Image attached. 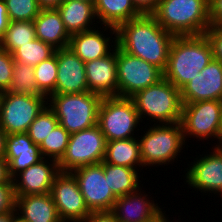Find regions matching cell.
Returning <instances> with one entry per match:
<instances>
[{
  "label": "cell",
  "mask_w": 222,
  "mask_h": 222,
  "mask_svg": "<svg viewBox=\"0 0 222 222\" xmlns=\"http://www.w3.org/2000/svg\"><path fill=\"white\" fill-rule=\"evenodd\" d=\"M117 46L126 53L165 70L175 35L165 30L153 15H140L117 28Z\"/></svg>",
  "instance_id": "cell-1"
},
{
  "label": "cell",
  "mask_w": 222,
  "mask_h": 222,
  "mask_svg": "<svg viewBox=\"0 0 222 222\" xmlns=\"http://www.w3.org/2000/svg\"><path fill=\"white\" fill-rule=\"evenodd\" d=\"M213 59V50L206 35L175 36L170 46L163 76L181 89Z\"/></svg>",
  "instance_id": "cell-2"
},
{
  "label": "cell",
  "mask_w": 222,
  "mask_h": 222,
  "mask_svg": "<svg viewBox=\"0 0 222 222\" xmlns=\"http://www.w3.org/2000/svg\"><path fill=\"white\" fill-rule=\"evenodd\" d=\"M175 36H200L210 27L209 0H160L152 14Z\"/></svg>",
  "instance_id": "cell-3"
},
{
  "label": "cell",
  "mask_w": 222,
  "mask_h": 222,
  "mask_svg": "<svg viewBox=\"0 0 222 222\" xmlns=\"http://www.w3.org/2000/svg\"><path fill=\"white\" fill-rule=\"evenodd\" d=\"M131 98L141 121L148 117L147 120L152 119L157 124L181 122L183 103L180 89L165 78L140 90Z\"/></svg>",
  "instance_id": "cell-4"
},
{
  "label": "cell",
  "mask_w": 222,
  "mask_h": 222,
  "mask_svg": "<svg viewBox=\"0 0 222 222\" xmlns=\"http://www.w3.org/2000/svg\"><path fill=\"white\" fill-rule=\"evenodd\" d=\"M102 96L90 91L70 94H52L48 107L59 124L69 133H75L98 124V110Z\"/></svg>",
  "instance_id": "cell-5"
},
{
  "label": "cell",
  "mask_w": 222,
  "mask_h": 222,
  "mask_svg": "<svg viewBox=\"0 0 222 222\" xmlns=\"http://www.w3.org/2000/svg\"><path fill=\"white\" fill-rule=\"evenodd\" d=\"M155 125V126H154ZM138 136L143 167L166 166L177 160L186 145L180 122L173 124H155ZM140 137V139H139ZM166 164V165H165Z\"/></svg>",
  "instance_id": "cell-6"
},
{
  "label": "cell",
  "mask_w": 222,
  "mask_h": 222,
  "mask_svg": "<svg viewBox=\"0 0 222 222\" xmlns=\"http://www.w3.org/2000/svg\"><path fill=\"white\" fill-rule=\"evenodd\" d=\"M142 122L132 98L103 97L98 110V126L106 141L136 138L135 131ZM135 130V131H134Z\"/></svg>",
  "instance_id": "cell-7"
},
{
  "label": "cell",
  "mask_w": 222,
  "mask_h": 222,
  "mask_svg": "<svg viewBox=\"0 0 222 222\" xmlns=\"http://www.w3.org/2000/svg\"><path fill=\"white\" fill-rule=\"evenodd\" d=\"M106 138L98 124L79 132L70 134L64 156L58 162L60 172L104 161Z\"/></svg>",
  "instance_id": "cell-8"
},
{
  "label": "cell",
  "mask_w": 222,
  "mask_h": 222,
  "mask_svg": "<svg viewBox=\"0 0 222 222\" xmlns=\"http://www.w3.org/2000/svg\"><path fill=\"white\" fill-rule=\"evenodd\" d=\"M47 97L0 93V128L8 135L26 133L31 123L47 106Z\"/></svg>",
  "instance_id": "cell-9"
},
{
  "label": "cell",
  "mask_w": 222,
  "mask_h": 222,
  "mask_svg": "<svg viewBox=\"0 0 222 222\" xmlns=\"http://www.w3.org/2000/svg\"><path fill=\"white\" fill-rule=\"evenodd\" d=\"M222 101L206 100L183 103L181 125L184 140L192 136L201 141L212 139L220 141L222 135Z\"/></svg>",
  "instance_id": "cell-10"
},
{
  "label": "cell",
  "mask_w": 222,
  "mask_h": 222,
  "mask_svg": "<svg viewBox=\"0 0 222 222\" xmlns=\"http://www.w3.org/2000/svg\"><path fill=\"white\" fill-rule=\"evenodd\" d=\"M117 96L131 98L140 90L158 83L163 71L147 61L132 56L116 46Z\"/></svg>",
  "instance_id": "cell-11"
},
{
  "label": "cell",
  "mask_w": 222,
  "mask_h": 222,
  "mask_svg": "<svg viewBox=\"0 0 222 222\" xmlns=\"http://www.w3.org/2000/svg\"><path fill=\"white\" fill-rule=\"evenodd\" d=\"M76 178L81 194L90 212L111 211L116 197L109 189L105 178L103 161L98 164L78 167L71 171Z\"/></svg>",
  "instance_id": "cell-12"
},
{
  "label": "cell",
  "mask_w": 222,
  "mask_h": 222,
  "mask_svg": "<svg viewBox=\"0 0 222 222\" xmlns=\"http://www.w3.org/2000/svg\"><path fill=\"white\" fill-rule=\"evenodd\" d=\"M50 194L63 222H83L91 213L71 172H59Z\"/></svg>",
  "instance_id": "cell-13"
},
{
  "label": "cell",
  "mask_w": 222,
  "mask_h": 222,
  "mask_svg": "<svg viewBox=\"0 0 222 222\" xmlns=\"http://www.w3.org/2000/svg\"><path fill=\"white\" fill-rule=\"evenodd\" d=\"M212 149L210 154H202L199 155L200 158L199 156L194 158L196 161L193 160L194 162L189 165L184 177L190 187L197 189L196 192H209L216 195L219 193L220 196L222 194V150L217 146Z\"/></svg>",
  "instance_id": "cell-14"
},
{
  "label": "cell",
  "mask_w": 222,
  "mask_h": 222,
  "mask_svg": "<svg viewBox=\"0 0 222 222\" xmlns=\"http://www.w3.org/2000/svg\"><path fill=\"white\" fill-rule=\"evenodd\" d=\"M180 93L182 103L222 101V62L212 59L200 73L180 89Z\"/></svg>",
  "instance_id": "cell-15"
},
{
  "label": "cell",
  "mask_w": 222,
  "mask_h": 222,
  "mask_svg": "<svg viewBox=\"0 0 222 222\" xmlns=\"http://www.w3.org/2000/svg\"><path fill=\"white\" fill-rule=\"evenodd\" d=\"M59 172L56 160L43 158L12 179L15 196L50 193L54 178Z\"/></svg>",
  "instance_id": "cell-16"
},
{
  "label": "cell",
  "mask_w": 222,
  "mask_h": 222,
  "mask_svg": "<svg viewBox=\"0 0 222 222\" xmlns=\"http://www.w3.org/2000/svg\"><path fill=\"white\" fill-rule=\"evenodd\" d=\"M103 29L102 31L98 29ZM97 26V29L83 31L70 36L68 47L84 62L92 61L105 57L111 53L117 46V30L109 25ZM109 29V30H108ZM110 31L115 38L104 36L105 31ZM113 43V45H112ZM114 46V47H113ZM112 48V49H111Z\"/></svg>",
  "instance_id": "cell-17"
},
{
  "label": "cell",
  "mask_w": 222,
  "mask_h": 222,
  "mask_svg": "<svg viewBox=\"0 0 222 222\" xmlns=\"http://www.w3.org/2000/svg\"><path fill=\"white\" fill-rule=\"evenodd\" d=\"M57 53V81L55 94L87 92L85 63L69 48H62Z\"/></svg>",
  "instance_id": "cell-18"
},
{
  "label": "cell",
  "mask_w": 222,
  "mask_h": 222,
  "mask_svg": "<svg viewBox=\"0 0 222 222\" xmlns=\"http://www.w3.org/2000/svg\"><path fill=\"white\" fill-rule=\"evenodd\" d=\"M88 90L102 97L117 96L116 48L107 56L85 63Z\"/></svg>",
  "instance_id": "cell-19"
},
{
  "label": "cell",
  "mask_w": 222,
  "mask_h": 222,
  "mask_svg": "<svg viewBox=\"0 0 222 222\" xmlns=\"http://www.w3.org/2000/svg\"><path fill=\"white\" fill-rule=\"evenodd\" d=\"M139 188L136 192L118 197L112 207L117 222H150L162 210L148 194ZM145 193V194H144ZM144 194V195H143Z\"/></svg>",
  "instance_id": "cell-20"
},
{
  "label": "cell",
  "mask_w": 222,
  "mask_h": 222,
  "mask_svg": "<svg viewBox=\"0 0 222 222\" xmlns=\"http://www.w3.org/2000/svg\"><path fill=\"white\" fill-rule=\"evenodd\" d=\"M10 179L43 159L39 145L29 138L27 133L8 134L5 157Z\"/></svg>",
  "instance_id": "cell-21"
},
{
  "label": "cell",
  "mask_w": 222,
  "mask_h": 222,
  "mask_svg": "<svg viewBox=\"0 0 222 222\" xmlns=\"http://www.w3.org/2000/svg\"><path fill=\"white\" fill-rule=\"evenodd\" d=\"M15 209L27 222H63L50 193L15 196Z\"/></svg>",
  "instance_id": "cell-22"
},
{
  "label": "cell",
  "mask_w": 222,
  "mask_h": 222,
  "mask_svg": "<svg viewBox=\"0 0 222 222\" xmlns=\"http://www.w3.org/2000/svg\"><path fill=\"white\" fill-rule=\"evenodd\" d=\"M56 9L60 13L64 27L70 36L96 28L95 24L97 23L93 22L97 17L92 2L64 0Z\"/></svg>",
  "instance_id": "cell-23"
},
{
  "label": "cell",
  "mask_w": 222,
  "mask_h": 222,
  "mask_svg": "<svg viewBox=\"0 0 222 222\" xmlns=\"http://www.w3.org/2000/svg\"><path fill=\"white\" fill-rule=\"evenodd\" d=\"M33 22L36 38L56 50L68 47L70 35L66 31L57 9H41Z\"/></svg>",
  "instance_id": "cell-24"
},
{
  "label": "cell",
  "mask_w": 222,
  "mask_h": 222,
  "mask_svg": "<svg viewBox=\"0 0 222 222\" xmlns=\"http://www.w3.org/2000/svg\"><path fill=\"white\" fill-rule=\"evenodd\" d=\"M94 6L96 22L101 26L109 25L117 28L120 24L142 15L132 0H95Z\"/></svg>",
  "instance_id": "cell-25"
},
{
  "label": "cell",
  "mask_w": 222,
  "mask_h": 222,
  "mask_svg": "<svg viewBox=\"0 0 222 222\" xmlns=\"http://www.w3.org/2000/svg\"><path fill=\"white\" fill-rule=\"evenodd\" d=\"M104 162L136 170H139L141 166L143 168L138 139L129 138L107 142Z\"/></svg>",
  "instance_id": "cell-26"
},
{
  "label": "cell",
  "mask_w": 222,
  "mask_h": 222,
  "mask_svg": "<svg viewBox=\"0 0 222 222\" xmlns=\"http://www.w3.org/2000/svg\"><path fill=\"white\" fill-rule=\"evenodd\" d=\"M103 169L105 178H108L109 189L116 198L136 192L141 187L139 170L108 164L104 161Z\"/></svg>",
  "instance_id": "cell-27"
},
{
  "label": "cell",
  "mask_w": 222,
  "mask_h": 222,
  "mask_svg": "<svg viewBox=\"0 0 222 222\" xmlns=\"http://www.w3.org/2000/svg\"><path fill=\"white\" fill-rule=\"evenodd\" d=\"M36 38L33 21H10L0 39V46L13 53L21 45H25Z\"/></svg>",
  "instance_id": "cell-28"
},
{
  "label": "cell",
  "mask_w": 222,
  "mask_h": 222,
  "mask_svg": "<svg viewBox=\"0 0 222 222\" xmlns=\"http://www.w3.org/2000/svg\"><path fill=\"white\" fill-rule=\"evenodd\" d=\"M56 49L51 45L35 38L31 42L21 45L13 53L12 57L15 62L35 67L44 60L49 59L55 54Z\"/></svg>",
  "instance_id": "cell-29"
},
{
  "label": "cell",
  "mask_w": 222,
  "mask_h": 222,
  "mask_svg": "<svg viewBox=\"0 0 222 222\" xmlns=\"http://www.w3.org/2000/svg\"><path fill=\"white\" fill-rule=\"evenodd\" d=\"M12 74L11 85L7 92L13 94L42 96L38 91L34 76V67L21 62H14Z\"/></svg>",
  "instance_id": "cell-30"
},
{
  "label": "cell",
  "mask_w": 222,
  "mask_h": 222,
  "mask_svg": "<svg viewBox=\"0 0 222 222\" xmlns=\"http://www.w3.org/2000/svg\"><path fill=\"white\" fill-rule=\"evenodd\" d=\"M57 53L34 67V76L38 91L42 96L49 97L55 94L57 81Z\"/></svg>",
  "instance_id": "cell-31"
},
{
  "label": "cell",
  "mask_w": 222,
  "mask_h": 222,
  "mask_svg": "<svg viewBox=\"0 0 222 222\" xmlns=\"http://www.w3.org/2000/svg\"><path fill=\"white\" fill-rule=\"evenodd\" d=\"M69 137L70 134L58 124V126L39 145L42 157L59 162L66 152Z\"/></svg>",
  "instance_id": "cell-32"
},
{
  "label": "cell",
  "mask_w": 222,
  "mask_h": 222,
  "mask_svg": "<svg viewBox=\"0 0 222 222\" xmlns=\"http://www.w3.org/2000/svg\"><path fill=\"white\" fill-rule=\"evenodd\" d=\"M58 124L56 115L47 105L31 123L26 133L34 144L40 145Z\"/></svg>",
  "instance_id": "cell-33"
},
{
  "label": "cell",
  "mask_w": 222,
  "mask_h": 222,
  "mask_svg": "<svg viewBox=\"0 0 222 222\" xmlns=\"http://www.w3.org/2000/svg\"><path fill=\"white\" fill-rule=\"evenodd\" d=\"M10 21H33L41 11L37 0H5Z\"/></svg>",
  "instance_id": "cell-34"
},
{
  "label": "cell",
  "mask_w": 222,
  "mask_h": 222,
  "mask_svg": "<svg viewBox=\"0 0 222 222\" xmlns=\"http://www.w3.org/2000/svg\"><path fill=\"white\" fill-rule=\"evenodd\" d=\"M14 62L12 54L0 46V93L11 85Z\"/></svg>",
  "instance_id": "cell-35"
},
{
  "label": "cell",
  "mask_w": 222,
  "mask_h": 222,
  "mask_svg": "<svg viewBox=\"0 0 222 222\" xmlns=\"http://www.w3.org/2000/svg\"><path fill=\"white\" fill-rule=\"evenodd\" d=\"M15 208L13 183H0V213L12 211Z\"/></svg>",
  "instance_id": "cell-36"
},
{
  "label": "cell",
  "mask_w": 222,
  "mask_h": 222,
  "mask_svg": "<svg viewBox=\"0 0 222 222\" xmlns=\"http://www.w3.org/2000/svg\"><path fill=\"white\" fill-rule=\"evenodd\" d=\"M205 35L211 43L213 59L222 62V27L210 26Z\"/></svg>",
  "instance_id": "cell-37"
},
{
  "label": "cell",
  "mask_w": 222,
  "mask_h": 222,
  "mask_svg": "<svg viewBox=\"0 0 222 222\" xmlns=\"http://www.w3.org/2000/svg\"><path fill=\"white\" fill-rule=\"evenodd\" d=\"M210 26L222 27V0H209Z\"/></svg>",
  "instance_id": "cell-38"
},
{
  "label": "cell",
  "mask_w": 222,
  "mask_h": 222,
  "mask_svg": "<svg viewBox=\"0 0 222 222\" xmlns=\"http://www.w3.org/2000/svg\"><path fill=\"white\" fill-rule=\"evenodd\" d=\"M137 10L144 15H152L160 0H132Z\"/></svg>",
  "instance_id": "cell-39"
},
{
  "label": "cell",
  "mask_w": 222,
  "mask_h": 222,
  "mask_svg": "<svg viewBox=\"0 0 222 222\" xmlns=\"http://www.w3.org/2000/svg\"><path fill=\"white\" fill-rule=\"evenodd\" d=\"M83 222H117L111 211L91 212Z\"/></svg>",
  "instance_id": "cell-40"
},
{
  "label": "cell",
  "mask_w": 222,
  "mask_h": 222,
  "mask_svg": "<svg viewBox=\"0 0 222 222\" xmlns=\"http://www.w3.org/2000/svg\"><path fill=\"white\" fill-rule=\"evenodd\" d=\"M9 22L5 0H0V39L4 35Z\"/></svg>",
  "instance_id": "cell-41"
},
{
  "label": "cell",
  "mask_w": 222,
  "mask_h": 222,
  "mask_svg": "<svg viewBox=\"0 0 222 222\" xmlns=\"http://www.w3.org/2000/svg\"><path fill=\"white\" fill-rule=\"evenodd\" d=\"M0 183H13L8 175V165L5 158H0Z\"/></svg>",
  "instance_id": "cell-42"
},
{
  "label": "cell",
  "mask_w": 222,
  "mask_h": 222,
  "mask_svg": "<svg viewBox=\"0 0 222 222\" xmlns=\"http://www.w3.org/2000/svg\"><path fill=\"white\" fill-rule=\"evenodd\" d=\"M41 9H56L64 0H37Z\"/></svg>",
  "instance_id": "cell-43"
},
{
  "label": "cell",
  "mask_w": 222,
  "mask_h": 222,
  "mask_svg": "<svg viewBox=\"0 0 222 222\" xmlns=\"http://www.w3.org/2000/svg\"><path fill=\"white\" fill-rule=\"evenodd\" d=\"M7 134L0 128V158L5 157Z\"/></svg>",
  "instance_id": "cell-44"
},
{
  "label": "cell",
  "mask_w": 222,
  "mask_h": 222,
  "mask_svg": "<svg viewBox=\"0 0 222 222\" xmlns=\"http://www.w3.org/2000/svg\"><path fill=\"white\" fill-rule=\"evenodd\" d=\"M16 214L15 208L12 211L0 213V222H12Z\"/></svg>",
  "instance_id": "cell-45"
},
{
  "label": "cell",
  "mask_w": 222,
  "mask_h": 222,
  "mask_svg": "<svg viewBox=\"0 0 222 222\" xmlns=\"http://www.w3.org/2000/svg\"><path fill=\"white\" fill-rule=\"evenodd\" d=\"M161 210L160 213L150 222H165V212Z\"/></svg>",
  "instance_id": "cell-46"
},
{
  "label": "cell",
  "mask_w": 222,
  "mask_h": 222,
  "mask_svg": "<svg viewBox=\"0 0 222 222\" xmlns=\"http://www.w3.org/2000/svg\"><path fill=\"white\" fill-rule=\"evenodd\" d=\"M12 222H27L26 220L22 219L20 216H17V214L14 216V219Z\"/></svg>",
  "instance_id": "cell-47"
},
{
  "label": "cell",
  "mask_w": 222,
  "mask_h": 222,
  "mask_svg": "<svg viewBox=\"0 0 222 222\" xmlns=\"http://www.w3.org/2000/svg\"><path fill=\"white\" fill-rule=\"evenodd\" d=\"M218 144H216L215 146H217L219 149L222 150V135H221V138H220V141L217 142Z\"/></svg>",
  "instance_id": "cell-48"
},
{
  "label": "cell",
  "mask_w": 222,
  "mask_h": 222,
  "mask_svg": "<svg viewBox=\"0 0 222 222\" xmlns=\"http://www.w3.org/2000/svg\"><path fill=\"white\" fill-rule=\"evenodd\" d=\"M82 1H86V2H92V3H94L95 0H82Z\"/></svg>",
  "instance_id": "cell-49"
},
{
  "label": "cell",
  "mask_w": 222,
  "mask_h": 222,
  "mask_svg": "<svg viewBox=\"0 0 222 222\" xmlns=\"http://www.w3.org/2000/svg\"><path fill=\"white\" fill-rule=\"evenodd\" d=\"M167 218H169V217L165 216V222H170L169 219H167Z\"/></svg>",
  "instance_id": "cell-50"
}]
</instances>
